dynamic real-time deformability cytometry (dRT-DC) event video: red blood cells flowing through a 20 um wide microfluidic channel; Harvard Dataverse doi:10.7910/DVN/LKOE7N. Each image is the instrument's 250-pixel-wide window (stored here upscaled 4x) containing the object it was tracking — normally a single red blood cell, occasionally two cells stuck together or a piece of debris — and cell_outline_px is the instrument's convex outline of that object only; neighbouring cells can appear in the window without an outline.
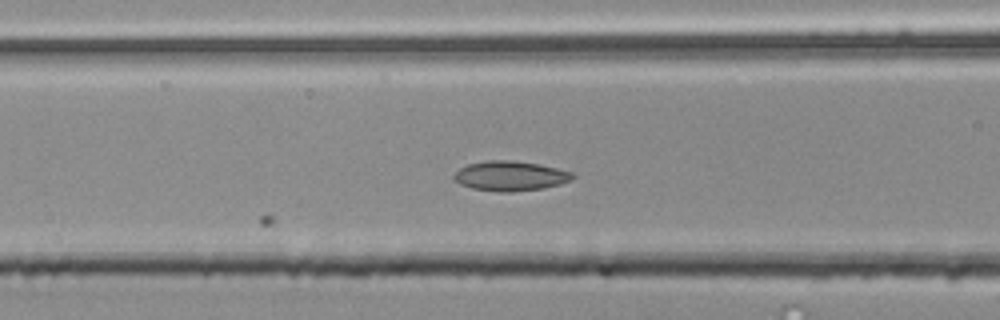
{"species": "common noctule bat (a hibernating species)", "species_latin": "Nyctalus noctula", "temperature_condition": "room temperature", "stored_images_in_passage": 13, "camera_frame_rate_fps": 3000, "um_per_image_px": 0.085, "animal": {"sex": "male", "body_mass_g": 20.4}, "frame": {"image": 1, "passage_image": 13, "time_ms": 4.0, "image_size_px": [1000, 320], "cell_outline_px": [[576, 176], [572, 180], [560, 184], [544, 188], [508, 192], [500, 192], [472, 188], [460, 184], [452, 180], [452, 176], [460, 168], [468, 164], [488, 160], [512, 160], [540, 164], [572, 172]], "centroid_in_image_um": [43.37, 14.95], "position_along_channel_um": 123.2, "area_um2": 20.69}}